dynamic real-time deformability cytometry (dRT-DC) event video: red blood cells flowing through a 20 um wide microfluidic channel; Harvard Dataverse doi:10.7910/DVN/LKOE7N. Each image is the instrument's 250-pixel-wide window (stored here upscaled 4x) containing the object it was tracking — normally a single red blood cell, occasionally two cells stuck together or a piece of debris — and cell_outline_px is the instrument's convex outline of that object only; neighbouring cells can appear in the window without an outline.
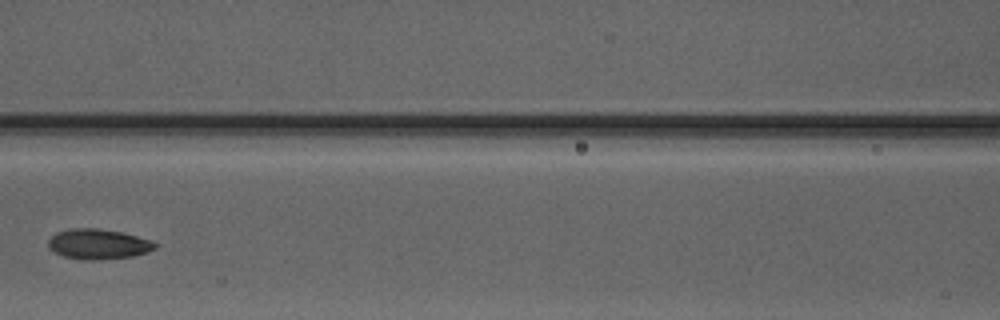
{"species": "Egyptian fruit bat (a non-hibernating species)", "species_latin": "Rousettus aegyptiacus", "temperature_condition": "warm", "stored_images_in_passage": 4, "camera_frame_rate_fps": 3000, "um_per_image_px": 0.085, "animal": {"sex": "male"}, "frame": {"image": 1, "passage_image": 4, "time_ms": 4.333, "image_size_px": [1000, 320], "cell_outline_px": [[160, 244], [156, 248], [148, 252], [132, 256], [92, 260], [64, 256], [48, 248], [48, 240], [56, 232], [72, 228], [100, 228], [120, 232], [152, 240]], "centroid_in_image_um": [8.38, 20.73], "position_along_channel_um": 158.2, "area_um2": 18.67}}